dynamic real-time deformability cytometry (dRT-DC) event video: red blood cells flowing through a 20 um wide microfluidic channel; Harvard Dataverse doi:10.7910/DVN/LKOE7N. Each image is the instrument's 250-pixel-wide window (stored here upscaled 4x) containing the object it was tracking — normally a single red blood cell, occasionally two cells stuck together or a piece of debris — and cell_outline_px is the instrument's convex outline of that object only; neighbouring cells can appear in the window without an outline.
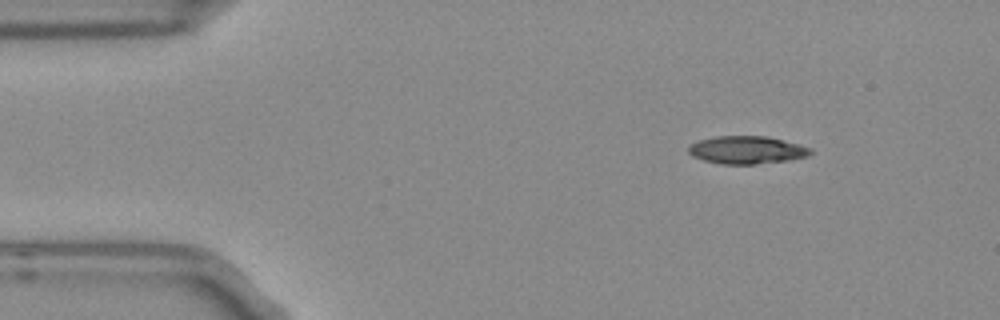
{"species": "Egyptian fruit bat (a non-hibernating species)", "species_latin": "Rousettus aegyptiacus", "temperature_condition": "room temperature", "stored_images_in_passage": 4, "camera_frame_rate_fps": 3000, "um_per_image_px": 0.085, "frame": {"image": 1, "passage_image": 1, "time_ms": 0.0, "image_size_px": [1000, 320], "cell_outline_px": [[812, 152], [808, 156], [788, 160], [756, 164], [720, 164], [704, 160], [692, 156], [688, 152], [688, 144], [700, 140], [716, 136], [768, 136], [800, 144], [812, 148]], "centroid_in_image_um": [63.48, 12.74], "position_along_channel_um": 21.5, "area_um2": 19.88}}
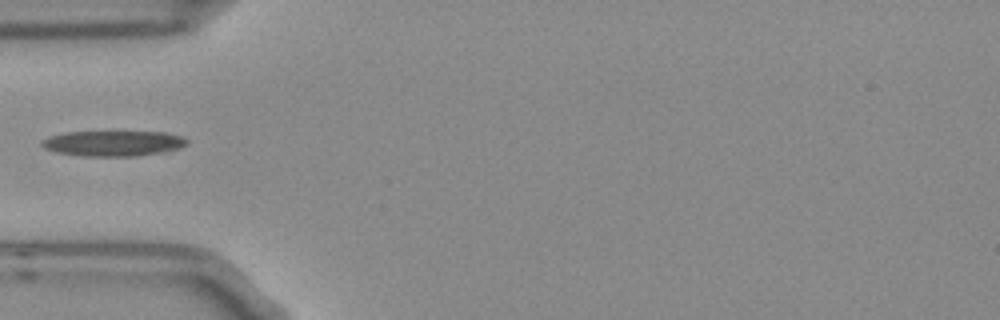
{"frame": {"image": 2, "passage_image": 4, "time_ms": 1.0, "image_size_px": [1000, 320], "cell_outline_px": [[188, 144], [172, 152], [136, 156], [84, 156], [60, 152], [44, 148], [40, 144], [40, 140], [48, 136], [64, 132], [164, 132], [180, 136], [188, 140]], "centroid_in_image_um": [9.67, 12.19], "position_along_channel_um": 75.3, "area_um2": 21.73}}